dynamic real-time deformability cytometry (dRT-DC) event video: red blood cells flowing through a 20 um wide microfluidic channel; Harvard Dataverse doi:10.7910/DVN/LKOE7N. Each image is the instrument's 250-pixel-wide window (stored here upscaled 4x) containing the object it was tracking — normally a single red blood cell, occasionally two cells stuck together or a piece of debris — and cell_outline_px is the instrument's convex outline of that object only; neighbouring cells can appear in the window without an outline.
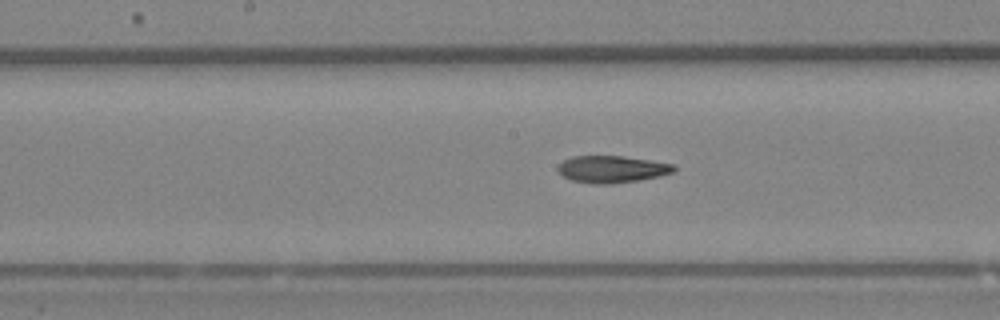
{"species": "Egyptian fruit bat (a non-hibernating species)", "species_latin": "Rousettus aegyptiacus", "temperature_condition": "room temperature", "stored_images_in_passage": 21, "camera_frame_rate_fps": 3000, "um_per_image_px": 0.085, "animal": {"sex": "female"}, "frame": {"image": 1, "passage_image": 7, "time_ms": 2.0, "image_size_px": [1000, 320], "cell_outline_px": [[676, 168], [672, 172], [660, 176], [640, 180], [612, 184], [592, 184], [572, 180], [564, 176], [556, 168], [564, 160], [572, 156], [624, 156], [652, 160], [672, 164]], "centroid_in_image_um": [52.02, 14.38], "position_along_channel_um": 196.2, "area_um2": 18.26}}